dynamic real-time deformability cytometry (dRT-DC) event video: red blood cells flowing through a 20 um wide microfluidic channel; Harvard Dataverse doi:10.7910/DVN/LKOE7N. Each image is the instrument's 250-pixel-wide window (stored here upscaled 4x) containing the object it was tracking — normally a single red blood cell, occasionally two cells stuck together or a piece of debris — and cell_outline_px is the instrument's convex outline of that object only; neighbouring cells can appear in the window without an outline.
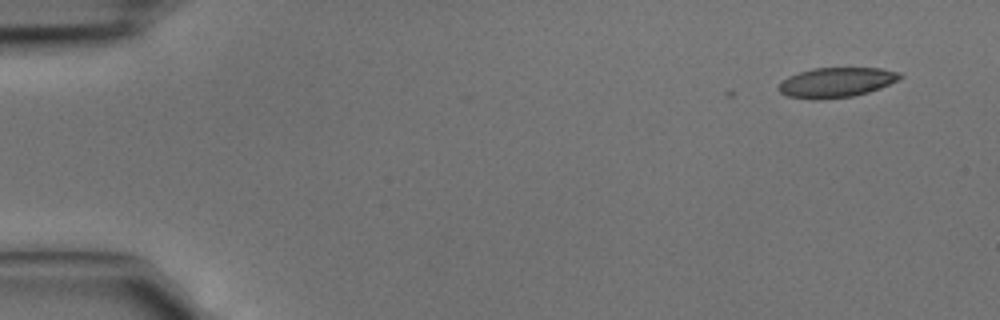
{"species": "common noctule bat (a hibernating species)", "species_latin": "Nyctalus noctula", "temperature_condition": "cold", "stored_images_in_passage": 5, "segment_of_instrument_passage": [2, 2], "camera_frame_rate_fps": 3000, "um_per_image_px": 0.085, "animal": {"sex": "male", "body_mass_g": 15.6}, "frame": {"image": 1, "passage_image": 5, "time_ms": 1.333, "image_size_px": [1000, 320], "cell_outline_px": [[904, 76], [880, 88], [868, 92], [852, 96], [816, 100], [788, 96], [780, 92], [776, 88], [788, 76], [812, 68], [880, 68], [900, 72]], "centroid_in_image_um": [71.07, 7.0], "position_along_channel_um": 13.9, "area_um2": 20.98}}